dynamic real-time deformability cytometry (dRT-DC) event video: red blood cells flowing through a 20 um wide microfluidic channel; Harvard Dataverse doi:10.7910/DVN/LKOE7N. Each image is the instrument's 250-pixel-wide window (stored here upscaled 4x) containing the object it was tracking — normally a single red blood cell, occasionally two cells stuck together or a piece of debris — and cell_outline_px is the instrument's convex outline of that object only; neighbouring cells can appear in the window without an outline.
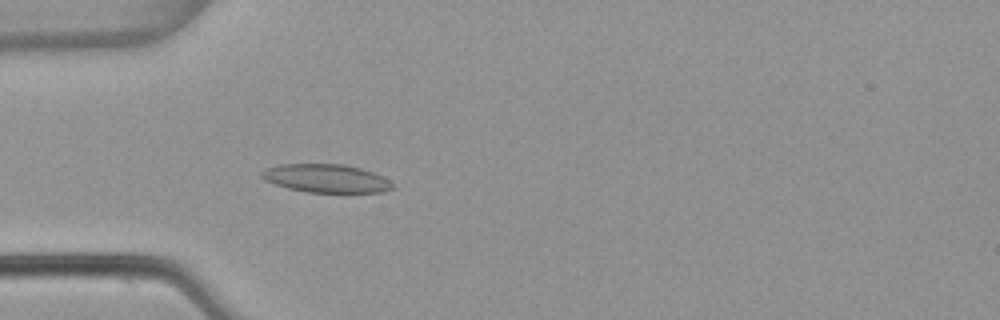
{"species": "common noctule bat (a hibernating species)", "species_latin": "Nyctalus noctula", "temperature_condition": "warm", "stored_images_in_passage": 53, "camera_frame_rate_fps": 3000, "um_per_image_px": 0.085, "animal": {"sex": "female", "body_mass_g": 22.7, "forearm_length_mm": 54.2}, "frame": {"image": 1, "passage_image": 16, "time_ms": 5.0, "image_size_px": [1000, 320], "cell_outline_px": [[392, 188], [384, 192], [308, 192], [288, 188], [264, 180], [260, 176], [260, 172], [268, 168], [280, 164], [344, 164], [360, 168], [384, 176], [392, 184]], "centroid_in_image_um": [27.71, 15.16], "position_along_channel_um": 57.3, "area_um2": 21.44}}
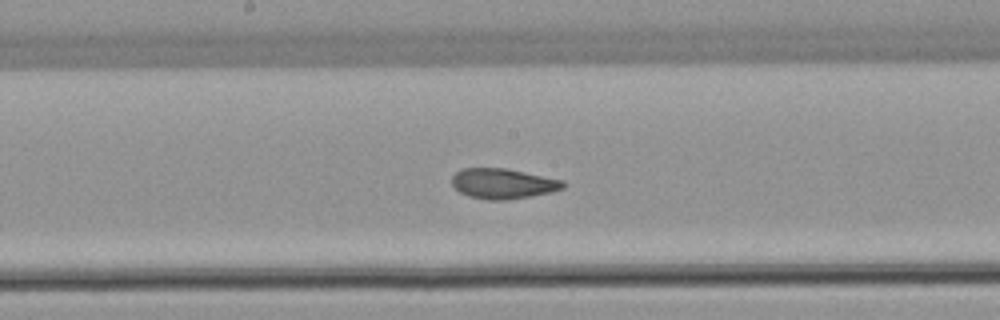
{"frame": {"image": 2, "passage_image": 28, "time_ms": 9.0, "image_size_px": [1000, 320], "cell_outline_px": [[564, 188], [552, 192], [532, 196], [508, 200], [488, 200], [468, 196], [460, 192], [452, 184], [452, 176], [460, 168], [504, 168], [564, 180]], "centroid_in_image_um": [42.75, 15.61], "position_along_channel_um": 205.5, "area_um2": 19.65}}
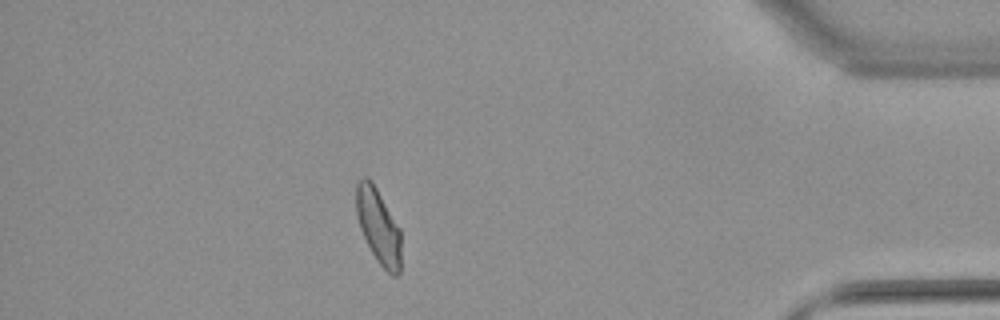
{"frame": {"image": 3, "passage_image": 47, "time_ms": 15.333, "image_size_px": [1000, 320], "cell_outline_px": [[400, 276], [392, 276], [376, 260], [360, 228], [356, 216], [356, 184], [364, 176], [368, 176], [372, 180], [400, 228]], "centroid_in_image_um": [32.16, 19.21], "position_along_channel_um": 403.0, "area_um2": 19.65}, "authors_computed_cell_mechanics": {"area_um2": 20.3456, "velocity_mm_per_s": 3.8218, "shape_relaxation_time_tau1_ms": null, "shape_relaxation_time_tau2_ms": 1.6797, "deformation_change_tau1": null, "deformation_change_tau2": 0.0849}}